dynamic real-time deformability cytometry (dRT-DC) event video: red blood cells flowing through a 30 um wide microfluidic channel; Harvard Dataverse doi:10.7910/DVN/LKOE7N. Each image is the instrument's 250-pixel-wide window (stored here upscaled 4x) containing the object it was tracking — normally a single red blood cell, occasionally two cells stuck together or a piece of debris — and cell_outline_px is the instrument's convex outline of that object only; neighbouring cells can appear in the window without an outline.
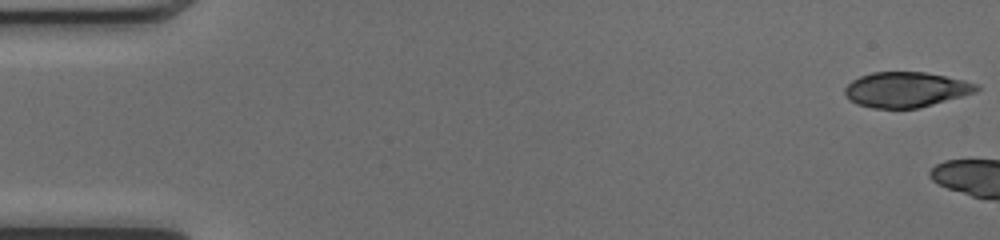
{"species": "common noctule bat (a hibernating species)", "species_latin": "Nyctalus noctula", "temperature_condition": "cold", "stored_images_in_passage": 5, "camera_frame_rate_fps": 3000, "um_per_image_px": 0.085, "animal": {"sex": "female", "body_mass_g": 17.0, "forearm_length_mm": 48.0}, "frame": {"image": 1, "passage_image": 1, "time_ms": 0.0, "image_size_px": [1000, 240], "cell_outline_px": [[980, 88], [976, 92], [920, 108], [872, 108], [856, 104], [848, 100], [844, 92], [844, 88], [852, 80], [860, 76], [872, 72], [924, 72], [964, 80], [980, 84]], "centroid_in_image_um": [77.0, 7.62], "position_along_channel_um": 8.0, "area_um2": 27.17}}